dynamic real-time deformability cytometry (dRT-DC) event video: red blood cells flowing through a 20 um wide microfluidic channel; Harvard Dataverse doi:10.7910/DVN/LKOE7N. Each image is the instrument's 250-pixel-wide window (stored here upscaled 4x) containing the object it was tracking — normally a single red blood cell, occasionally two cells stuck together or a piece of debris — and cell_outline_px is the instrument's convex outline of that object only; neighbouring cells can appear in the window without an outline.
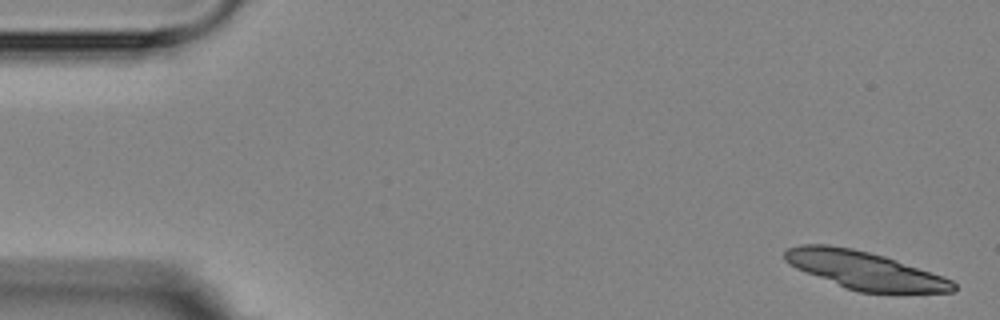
{"species": "Egyptian fruit bat (a non-hibernating species)", "species_latin": "Rousettus aegyptiacus", "temperature_condition": "room temperature", "stored_images_in_passage": 4, "camera_frame_rate_fps": 3000, "um_per_image_px": 0.085, "animal": {"sex": "female"}, "frame": {"image": 1, "passage_image": 1, "time_ms": 0.0, "image_size_px": [1000, 320], "cell_outline_px": [[956, 292], [860, 292], [844, 288], [796, 268], [788, 264], [784, 260], [784, 252], [788, 248], [800, 244], [828, 244], [852, 248], [884, 256], [944, 276], [952, 280], [956, 284]], "centroid_in_image_um": [73.47, 22.97], "position_along_channel_um": 11.5, "area_um2": 37.05}}